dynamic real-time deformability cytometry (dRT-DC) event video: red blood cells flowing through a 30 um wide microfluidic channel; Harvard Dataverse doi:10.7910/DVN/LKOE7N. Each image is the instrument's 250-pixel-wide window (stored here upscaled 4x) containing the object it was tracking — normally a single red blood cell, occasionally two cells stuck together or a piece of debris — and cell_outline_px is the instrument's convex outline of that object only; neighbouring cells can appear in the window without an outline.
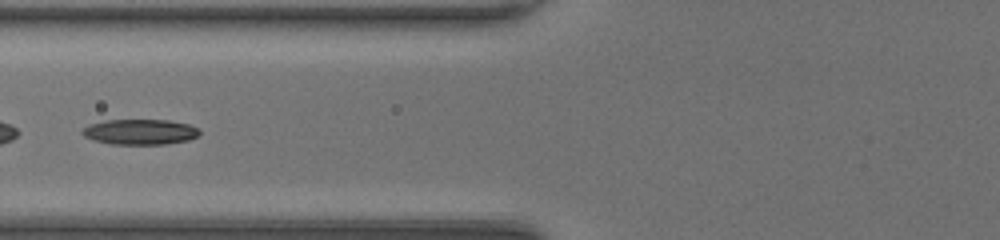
{"species": "common noctule bat (a hibernating species)", "species_latin": "Nyctalus noctula", "temperature_condition": "room temperature", "stored_images_in_passage": 50, "segment_of_instrument_passage": [2, 2], "camera_frame_rate_fps": 3000, "um_per_image_px": 0.085, "animal": {"sex": "female", "body_mass_g": 20.0, "forearm_length_mm": 54.0}, "frame": {"image": 1, "passage_image": 24, "time_ms": 7.667, "image_size_px": [1000, 240], "cell_outline_px": [[200, 132], [196, 136], [188, 140], [164, 144], [112, 144], [92, 140], [84, 136], [80, 132], [88, 124], [104, 120], [168, 120], [188, 124], [200, 128]], "centroid_in_image_um": [11.87, 11.2], "position_along_channel_um": 113.9, "area_um2": 17.4}}
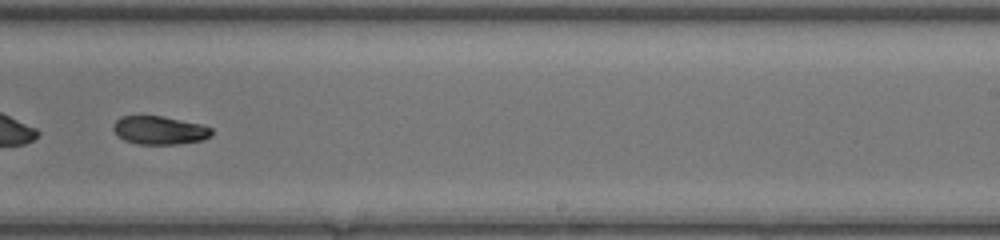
{"frame": {"image": 2, "passage_image": 35, "time_ms": 11.333, "image_size_px": [1000, 240], "cell_outline_px": [[212, 136], [204, 140], [180, 144], [140, 144], [124, 140], [116, 136], [112, 128], [112, 124], [120, 116], [164, 116], [200, 124], [212, 128]], "centroid_in_image_um": [13.55, 11.07], "position_along_channel_um": 275.5, "area_um2": 16.47}}